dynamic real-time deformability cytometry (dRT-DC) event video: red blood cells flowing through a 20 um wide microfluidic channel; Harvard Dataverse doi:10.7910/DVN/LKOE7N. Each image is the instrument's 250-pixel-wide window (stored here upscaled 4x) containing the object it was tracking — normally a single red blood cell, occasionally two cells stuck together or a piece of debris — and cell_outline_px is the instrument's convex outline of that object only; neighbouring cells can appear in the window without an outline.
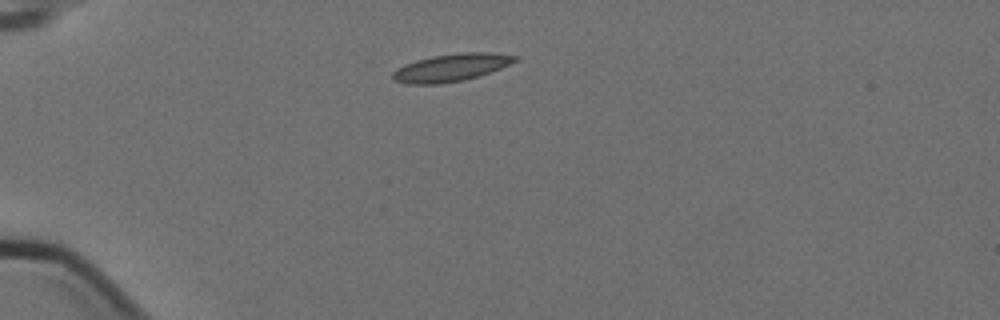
{"species": "Egyptian fruit bat (a non-hibernating species)", "species_latin": "Rousettus aegyptiacus", "temperature_condition": "cold", "stored_images_in_passage": 3, "camera_frame_rate_fps": 3000, "um_per_image_px": 0.085, "animal": {"sex": "female"}, "frame": {"image": 1, "passage_image": 1, "time_ms": 0.0, "image_size_px": [1000, 320], "cell_outline_px": [[520, 60], [500, 68], [464, 80], [440, 84], [408, 84], [392, 80], [392, 72], [404, 64], [416, 60], [432, 56], [460, 52], [488, 52], [520, 56]], "centroid_in_image_um": [38.35, 5.73], "position_along_channel_um": 46.7, "area_um2": 19.71}}
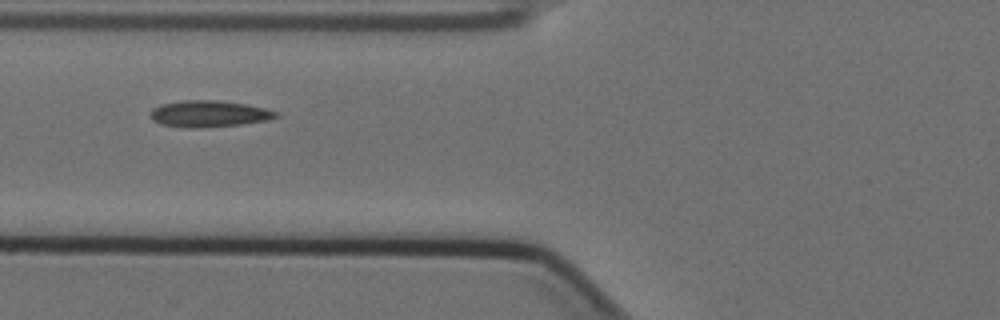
{"frame": {"image": 2, "passage_image": 3, "time_ms": 0.667, "image_size_px": [1000, 320], "cell_outline_px": [[280, 116], [268, 120], [240, 124], [200, 128], [184, 128], [160, 124], [152, 120], [148, 116], [148, 112], [152, 108], [160, 104], [184, 100], [216, 100], [248, 104], [280, 112]], "centroid_in_image_um": [17.72, 9.67], "position_along_channel_um": 108.1, "area_um2": 19.77}}